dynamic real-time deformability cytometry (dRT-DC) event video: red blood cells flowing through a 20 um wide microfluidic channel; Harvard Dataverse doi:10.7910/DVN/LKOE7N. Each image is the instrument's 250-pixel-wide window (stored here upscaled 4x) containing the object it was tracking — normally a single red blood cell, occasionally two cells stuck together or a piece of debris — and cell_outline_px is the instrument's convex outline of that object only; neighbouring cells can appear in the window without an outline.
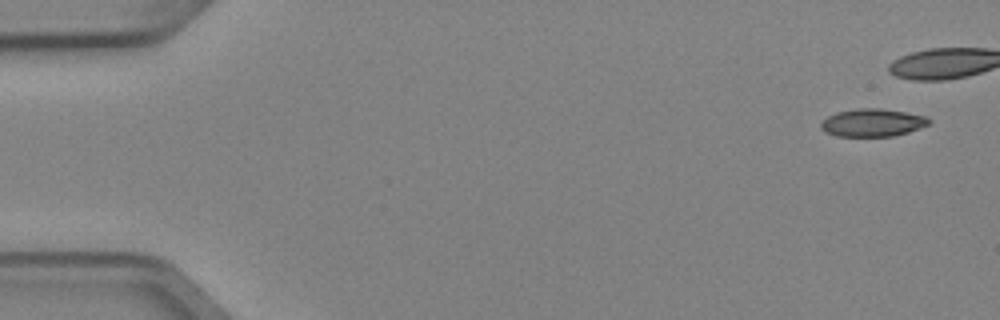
{"species": "Egyptian fruit bat (a non-hibernating species)", "species_latin": "Rousettus aegyptiacus", "temperature_condition": "cold", "stored_images_in_passage": 8, "camera_frame_rate_fps": 3000, "um_per_image_px": 0.085, "animal": {"sex": "female"}, "frame": {"image": 1, "passage_image": 1, "time_ms": 0.0, "image_size_px": [1000, 320], "cell_outline_px": [[932, 120], [928, 124], [908, 132], [892, 136], [836, 136], [824, 132], [820, 128], [820, 124], [828, 116], [836, 112], [860, 108], [880, 108], [928, 116]], "centroid_in_image_um": [74.15, 10.42], "position_along_channel_um": 10.8, "area_um2": 17.46}}
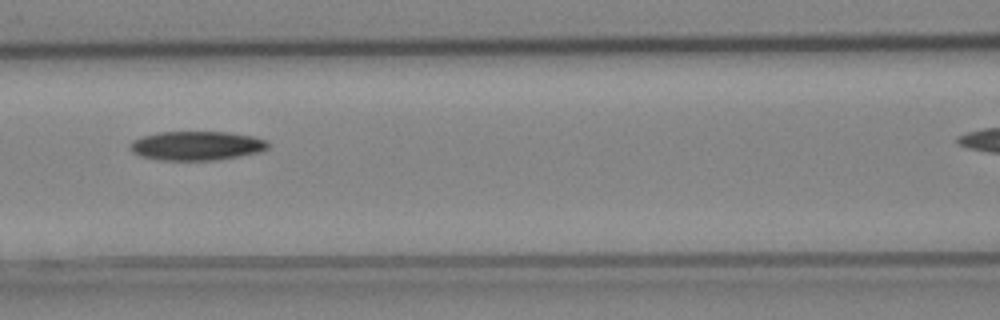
{"frame": {"image": 2, "passage_image": 7, "time_ms": 2.0, "image_size_px": [1000, 320], "cell_outline_px": [[268, 148], [260, 152], [216, 160], [160, 160], [140, 156], [132, 152], [128, 144], [132, 140], [140, 136], [160, 132], [228, 132], [252, 136], [268, 140]], "centroid_in_image_um": [16.68, 12.38], "position_along_channel_um": 149.9, "area_um2": 23.52}}